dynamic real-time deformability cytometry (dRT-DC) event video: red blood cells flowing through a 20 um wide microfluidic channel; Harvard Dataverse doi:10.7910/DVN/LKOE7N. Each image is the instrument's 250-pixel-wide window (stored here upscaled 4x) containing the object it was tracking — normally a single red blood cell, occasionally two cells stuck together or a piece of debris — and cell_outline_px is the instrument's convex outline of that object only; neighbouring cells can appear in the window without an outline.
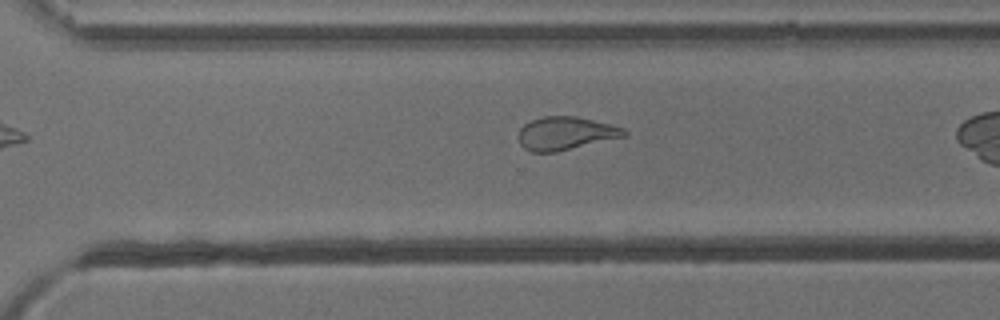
{"species": "common noctule bat (a hibernating species)", "species_latin": "Nyctalus noctula", "temperature_condition": "cold", "stored_images_in_passage": 28, "camera_frame_rate_fps": 3000, "um_per_image_px": 0.085, "animal": {"sex": "male", "body_mass_g": 13.3}, "frame": {"image": 1, "passage_image": 24, "time_ms": 7.667, "image_size_px": [1000, 320], "cell_outline_px": [[628, 136], [556, 152], [532, 152], [524, 148], [520, 144], [520, 128], [524, 124], [532, 120], [544, 116], [576, 116], [624, 128], [628, 132]], "centroid_in_image_um": [48.1, 11.34], "position_along_channel_um": 322.5, "area_um2": 20.35}}